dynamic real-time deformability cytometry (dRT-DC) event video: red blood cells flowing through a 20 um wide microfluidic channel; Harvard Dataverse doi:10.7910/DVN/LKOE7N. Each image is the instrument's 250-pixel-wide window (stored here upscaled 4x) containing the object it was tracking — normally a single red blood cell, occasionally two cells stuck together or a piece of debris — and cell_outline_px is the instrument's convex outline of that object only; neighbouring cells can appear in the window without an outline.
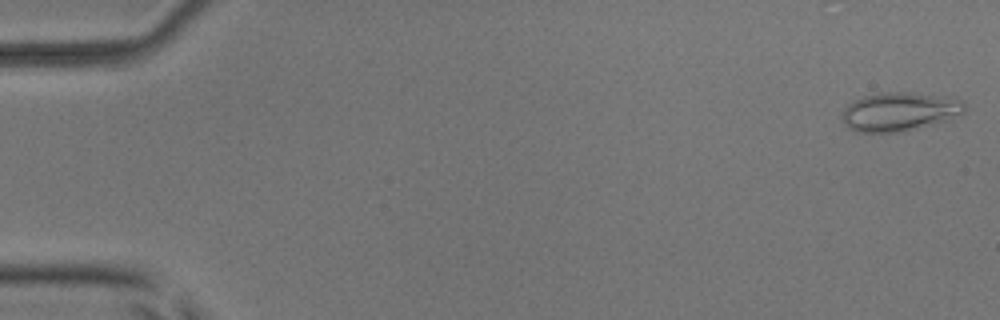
{"species": "common noctule bat (a hibernating species)", "species_latin": "Nyctalus noctula", "temperature_condition": "room temperature", "stored_images_in_passage": 52, "camera_frame_rate_fps": 3000, "um_per_image_px": 0.085, "animal": {"sex": "male", "body_mass_g": 17.9, "forearm_length_mm": 54.2}, "frame": {"image": 1, "passage_image": 1, "time_ms": 0.0, "image_size_px": [1000, 320], "cell_outline_px": [[964, 112], [948, 120], [904, 132], [856, 132], [848, 128], [844, 120], [844, 108], [848, 104], [864, 96], [880, 92], [912, 92], [948, 96], [964, 100]], "centroid_in_image_um": [76.5, 9.48], "position_along_channel_um": 8.5, "area_um2": 27.8}}
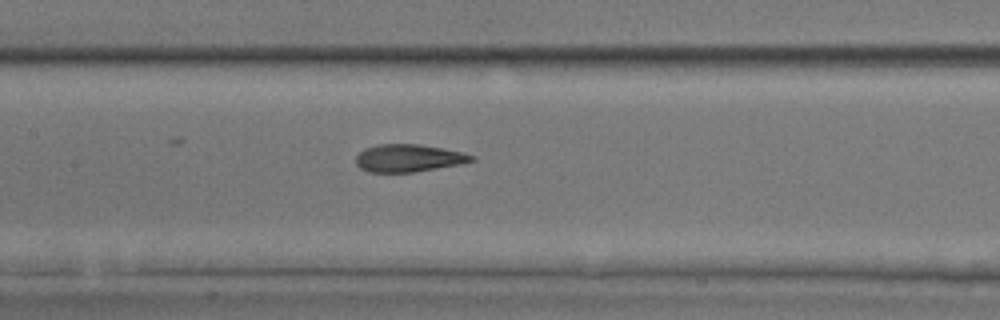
{"frame": {"image": 2, "passage_image": 25, "time_ms": 8.0, "image_size_px": [1000, 320], "cell_outline_px": [[476, 160], [464, 164], [412, 172], [368, 172], [360, 168], [356, 164], [356, 156], [364, 148], [380, 144], [420, 144], [464, 152], [476, 156]], "centroid_in_image_um": [34.77, 13.44], "position_along_channel_um": 172.6, "area_um2": 18.79}}
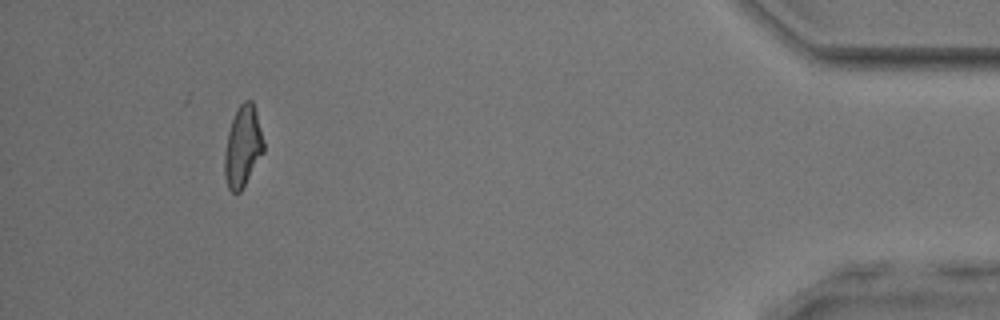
{"frame": {"image": 3, "passage_image": 48, "time_ms": 15.667, "image_size_px": [1000, 320], "cell_outline_px": [[264, 152], [240, 192], [232, 192], [228, 188], [224, 176], [224, 152], [228, 132], [232, 120], [240, 104], [244, 100], [252, 100], [256, 112], [264, 140]], "centroid_in_image_um": [20.63, 12.46], "position_along_channel_um": 414.6, "area_um2": 18.38}, "authors_computed_cell_mechanics": {"area_um2": 19.363, "velocity_mm_per_s": 3.9762, "shape_relaxation_time_tau1_ms": 5.7068, "shape_relaxation_time_tau2_ms": 1.6394, "deformation_change_tau1": 0.1521, "deformation_change_tau2": 0.0932}}